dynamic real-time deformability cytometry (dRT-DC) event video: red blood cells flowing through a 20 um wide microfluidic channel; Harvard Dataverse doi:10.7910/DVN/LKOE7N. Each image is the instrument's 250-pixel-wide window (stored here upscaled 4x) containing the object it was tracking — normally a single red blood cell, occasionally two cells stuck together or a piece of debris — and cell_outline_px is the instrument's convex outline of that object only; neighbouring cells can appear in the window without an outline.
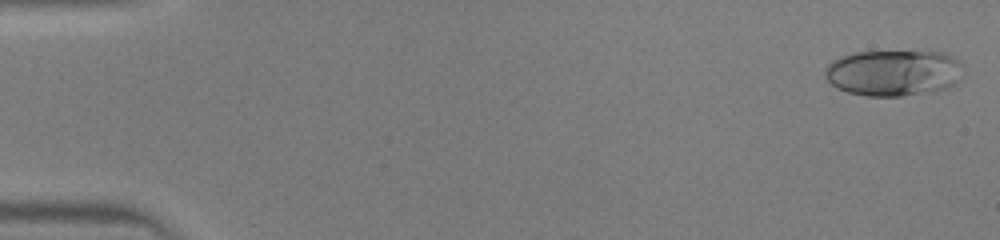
{"species": "human", "species_latin": "Homo sapiens", "temperature_condition": "warm", "stored_images_in_passage": 16, "camera_frame_rate_fps": 3000, "um_per_image_px": 0.085, "donor": {"sex": "male"}, "frame": {"image": 1, "passage_image": 1, "time_ms": 0.0, "image_size_px": [1000, 240], "cell_outline_px": [[964, 64], [960, 80], [956, 84], [944, 88], [900, 96], [864, 96], [848, 92], [836, 88], [824, 76], [824, 72], [828, 64], [832, 60], [840, 56], [852, 52], [944, 52], [952, 56]], "centroid_in_image_um": [75.94, 6.18], "position_along_channel_um": 9.1, "area_um2": 37.22}}
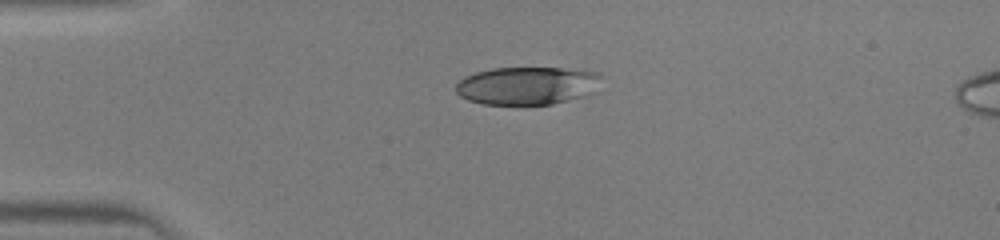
{"frame": {"image": 2, "passage_image": 11, "time_ms": 3.333, "image_size_px": [1000, 240], "cell_outline_px": [[600, 76], [596, 92], [588, 96], [552, 104], [484, 104], [468, 100], [460, 96], [456, 92], [456, 84], [464, 76], [476, 72], [492, 68], [560, 68], [600, 72]], "centroid_in_image_um": [44.83, 7.28], "position_along_channel_um": 40.2, "area_um2": 32.37}}
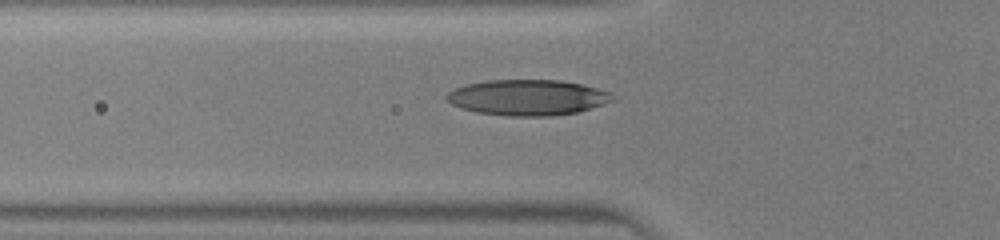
{"frame": {"image": 3, "passage_image": 16, "time_ms": 5.0, "image_size_px": [1000, 240], "cell_outline_px": [[616, 100], [604, 104], [576, 112], [552, 116], [508, 116], [476, 112], [460, 108], [452, 104], [444, 96], [448, 92], [456, 88], [468, 84], [488, 80], [560, 80], [580, 84], [612, 92]], "centroid_in_image_um": [44.86, 8.29], "position_along_channel_um": 80.9, "area_um2": 34.51}}